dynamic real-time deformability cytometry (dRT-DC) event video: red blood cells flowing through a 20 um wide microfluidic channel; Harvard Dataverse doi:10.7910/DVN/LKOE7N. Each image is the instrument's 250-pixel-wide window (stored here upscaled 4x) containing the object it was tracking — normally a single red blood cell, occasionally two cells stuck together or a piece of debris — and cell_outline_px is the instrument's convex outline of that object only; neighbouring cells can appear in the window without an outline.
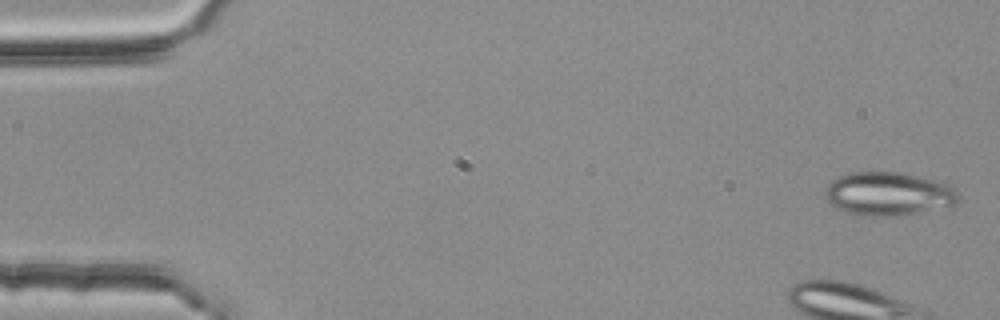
{"species": "common noctule bat (a hibernating species)", "species_latin": "Nyctalus noctula", "temperature_condition": "room temperature", "stored_images_in_passage": 4, "camera_frame_rate_fps": 3000, "um_per_image_px": 0.085, "animal": {"sex": "female", "body_mass_g": 25.1}, "frame": {"image": 1, "passage_image": 1, "time_ms": 0.0, "image_size_px": [1000, 320], "cell_outline_px": [[960, 200], [956, 204], [896, 216], [860, 216], [836, 208], [824, 196], [824, 192], [828, 184], [832, 180], [840, 176], [852, 172], [900, 172], [948, 184], [960, 192]], "centroid_in_image_um": [75.5, 16.48], "position_along_channel_um": 9.5, "area_um2": 33.58}}